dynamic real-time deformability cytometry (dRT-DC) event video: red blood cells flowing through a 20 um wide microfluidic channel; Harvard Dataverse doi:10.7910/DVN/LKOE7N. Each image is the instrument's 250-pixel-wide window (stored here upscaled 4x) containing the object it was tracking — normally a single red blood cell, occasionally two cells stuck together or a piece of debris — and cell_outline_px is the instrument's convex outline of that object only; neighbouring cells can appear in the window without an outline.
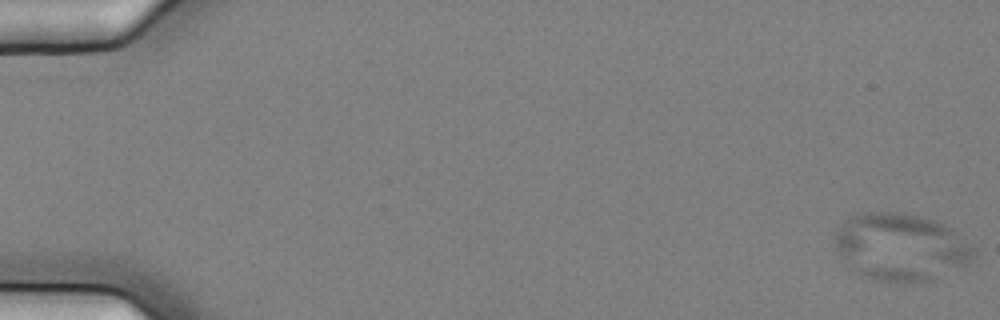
{"species": "common noctule bat (a hibernating species)", "species_latin": "Nyctalus noctula", "temperature_condition": "cold", "stored_images_in_passage": 5, "camera_frame_rate_fps": 3000, "um_per_image_px": 0.085, "animal": {"sex": "female", "body_mass_g": 25.1}, "frame": {"image": 1, "passage_image": 1, "time_ms": 0.0, "image_size_px": [1000, 320], "cell_outline_px": [[976, 256], [968, 264], [932, 280], [920, 284], [908, 284], [876, 280], [860, 276], [852, 272], [844, 264], [832, 236], [848, 216], [856, 212], [904, 212], [936, 220], [952, 228], [976, 248]], "centroid_in_image_um": [76.56, 21.01], "position_along_channel_um": 8.4, "area_um2": 56.07}}
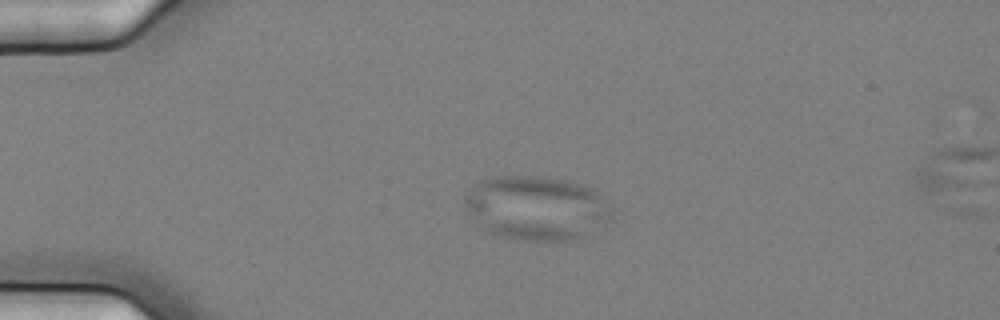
{"frame": {"image": 2, "passage_image": 4, "time_ms": 1.0, "image_size_px": [1000, 320], "cell_outline_px": [[616, 212], [612, 220], [584, 240], [516, 240], [484, 232], [480, 228], [464, 208], [464, 200], [468, 192], [480, 180], [488, 176], [544, 176], [568, 180], [592, 188], [604, 196], [612, 204]], "centroid_in_image_um": [45.68, 17.7], "position_along_channel_um": 39.3, "area_um2": 56.82}}